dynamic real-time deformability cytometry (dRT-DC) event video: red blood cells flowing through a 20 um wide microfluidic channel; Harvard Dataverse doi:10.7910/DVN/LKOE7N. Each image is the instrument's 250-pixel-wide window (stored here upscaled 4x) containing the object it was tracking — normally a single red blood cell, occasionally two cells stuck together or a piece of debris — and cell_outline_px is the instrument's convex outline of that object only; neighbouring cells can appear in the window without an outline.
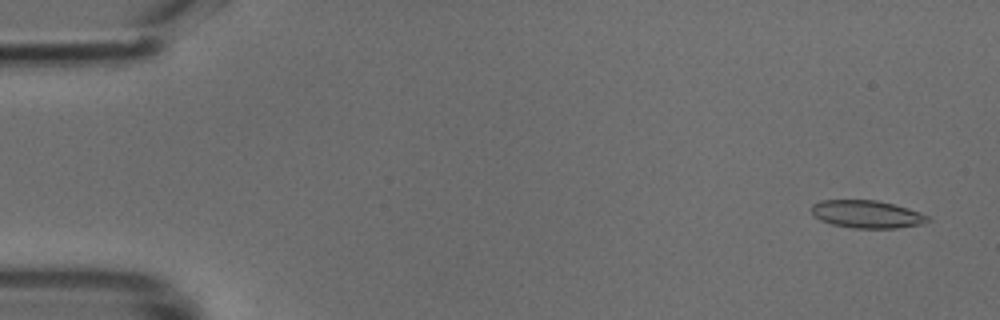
{"species": "common noctule bat (a hibernating species)", "species_latin": "Nyctalus noctula", "temperature_condition": "cold", "stored_images_in_passage": 16, "camera_frame_rate_fps": 3000, "um_per_image_px": 0.085, "animal": {"sex": "male", "body_mass_g": 18.8}, "frame": {"image": 1, "passage_image": 3, "time_ms": 0.667, "image_size_px": [1000, 320], "cell_outline_px": [[932, 220], [920, 224], [896, 228], [852, 228], [832, 224], [820, 220], [812, 212], [812, 204], [820, 200], [876, 200], [908, 208], [920, 212], [928, 216]], "centroid_in_image_um": [73.69, 18.2], "position_along_channel_um": 11.3, "area_um2": 18.67}}
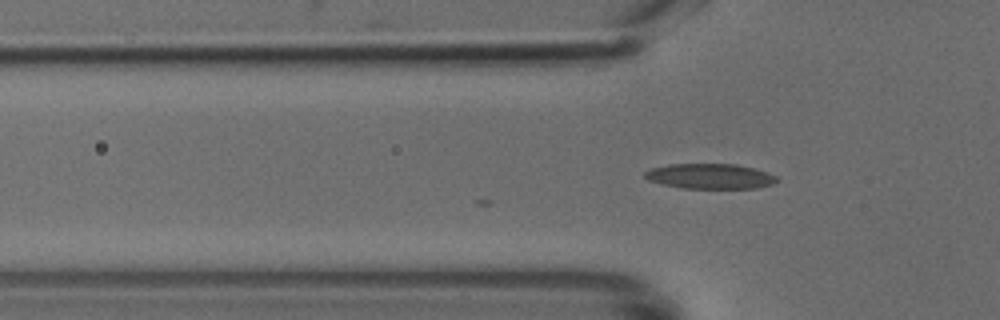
{"frame": {"image": 2, "passage_image": 16, "time_ms": 5.0, "image_size_px": [1000, 320], "cell_outline_px": [[780, 180], [772, 184], [756, 188], [684, 188], [660, 184], [648, 180], [644, 176], [644, 172], [652, 168], [668, 164], [736, 164], [752, 168], [776, 176]], "centroid_in_image_um": [60.32, 14.98], "position_along_channel_um": 65.5, "area_um2": 19.25}}